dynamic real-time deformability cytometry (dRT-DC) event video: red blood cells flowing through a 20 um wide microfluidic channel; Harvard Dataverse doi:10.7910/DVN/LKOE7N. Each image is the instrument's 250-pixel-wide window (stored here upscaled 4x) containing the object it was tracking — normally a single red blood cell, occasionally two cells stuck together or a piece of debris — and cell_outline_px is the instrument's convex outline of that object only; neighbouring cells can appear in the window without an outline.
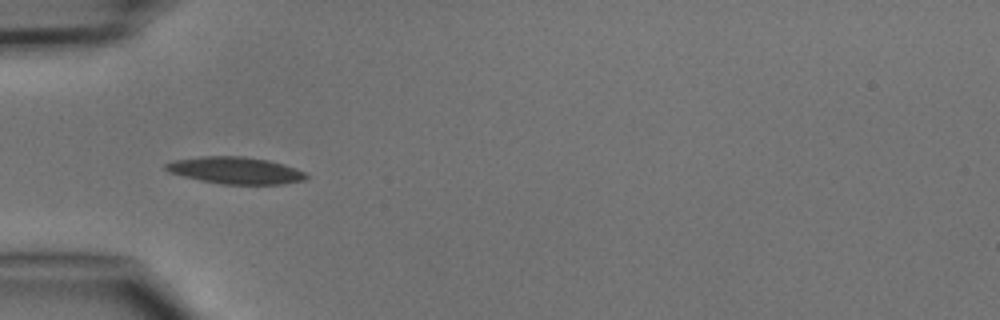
{"species": "common noctule bat (a hibernating species)", "species_latin": "Nyctalus noctula", "temperature_condition": "cold", "stored_images_in_passage": 4, "camera_frame_rate_fps": 3000, "um_per_image_px": 0.085, "animal": {"sex": "male", "body_mass_g": 15.6}, "frame": {"image": 1, "passage_image": 3, "time_ms": 2.333, "image_size_px": [1000, 320], "cell_outline_px": [[308, 176], [304, 180], [284, 184], [224, 184], [200, 180], [168, 172], [164, 168], [164, 164], [172, 160], [200, 156], [244, 156], [268, 160], [284, 164], [296, 168], [304, 172]], "centroid_in_image_um": [19.99, 14.47], "position_along_channel_um": 65.0, "area_um2": 22.08}}